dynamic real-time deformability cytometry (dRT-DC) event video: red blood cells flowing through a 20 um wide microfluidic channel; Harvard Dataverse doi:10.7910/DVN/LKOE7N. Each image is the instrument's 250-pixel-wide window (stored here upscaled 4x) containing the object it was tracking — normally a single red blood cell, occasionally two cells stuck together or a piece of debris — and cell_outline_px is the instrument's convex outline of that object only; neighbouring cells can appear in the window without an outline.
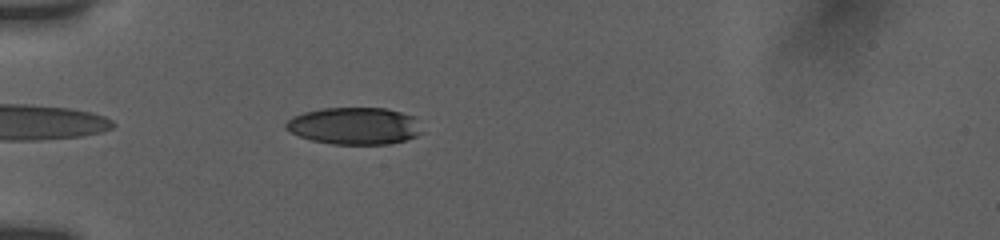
{"species": "human", "species_latin": "Homo sapiens", "temperature_condition": "room temperature", "stored_images_in_passage": 73, "camera_frame_rate_fps": 3000, "um_per_image_px": 0.085, "donor": {"sex": "female"}, "frame": {"image": 1, "passage_image": 3, "time_ms": 0.667, "image_size_px": [1000, 240], "cell_outline_px": [[420, 132], [416, 136], [404, 140], [388, 144], [332, 144], [312, 140], [300, 136], [284, 128], [284, 124], [292, 116], [304, 112], [324, 108], [384, 108], [400, 112], [412, 116]], "centroid_in_image_um": [30.05, 10.7], "position_along_channel_um": 54.9, "area_um2": 28.96}}
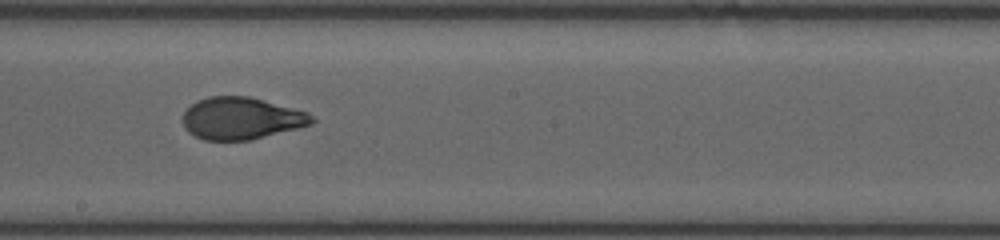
{"frame": {"image": 2, "passage_image": 32, "time_ms": 5.667, "image_size_px": [1000, 240], "cell_outline_px": [[316, 120], [312, 124], [248, 140], [204, 140], [188, 132], [184, 128], [184, 112], [196, 100], [208, 96], [248, 96], [308, 112]], "centroid_in_image_um": [20.49, 10.05], "position_along_channel_um": 227.7, "area_um2": 31.33}}
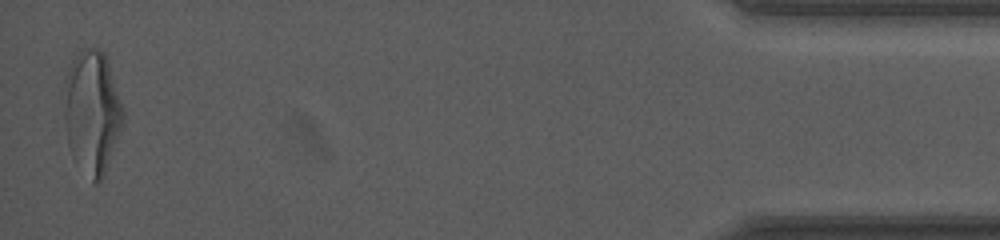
{"frame": {"image": 3, "passage_image": 72, "time_ms": 13.0, "image_size_px": [1000, 240], "cell_outline_px": [[124, 124], [104, 176], [96, 184], [92, 184], [72, 156], [68, 148], [64, 124], [64, 76], [72, 60], [84, 48], [96, 48], [104, 52], [124, 108]], "centroid_in_image_um": [7.82, 9.57], "position_along_channel_um": 427.4, "area_um2": 43.06}, "authors_computed_cell_mechanics": {"area_um2": 32.5992, "velocity_mm_per_s": 3.7926, "shape_relaxation_time_tau1_ms": 4.9567, "shape_relaxation_time_tau2_ms": 0.85, "deformation_change_tau1": 0.1869, "deformation_change_tau2": 0.0664}}